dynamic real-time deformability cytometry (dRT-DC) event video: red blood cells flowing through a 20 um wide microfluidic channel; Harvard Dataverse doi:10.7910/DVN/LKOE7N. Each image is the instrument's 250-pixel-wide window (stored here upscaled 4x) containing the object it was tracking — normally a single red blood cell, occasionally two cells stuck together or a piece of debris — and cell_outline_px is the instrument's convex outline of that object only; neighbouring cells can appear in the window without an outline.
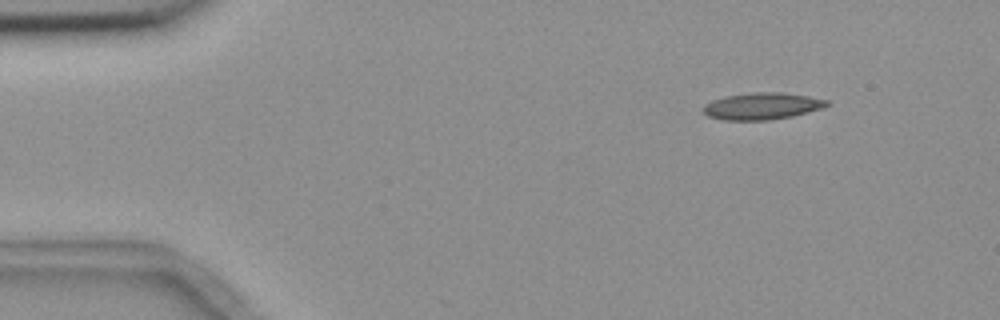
{"species": "common noctule bat (a hibernating species)", "species_latin": "Nyctalus noctula", "temperature_condition": "room temperature", "stored_images_in_passage": 8, "camera_frame_rate_fps": 3000, "um_per_image_px": 0.085, "animal": {"sex": "female", "body_mass_g": 18.4}, "frame": {"image": 1, "passage_image": 1, "time_ms": 0.0, "image_size_px": [1000, 320], "cell_outline_px": [[828, 104], [820, 108], [808, 112], [792, 116], [768, 120], [724, 120], [708, 116], [704, 112], [704, 104], [712, 100], [724, 96], [752, 92], [780, 92], [808, 96], [828, 100]], "centroid_in_image_um": [64.74, 9.01], "position_along_channel_um": 20.3, "area_um2": 19.19}}
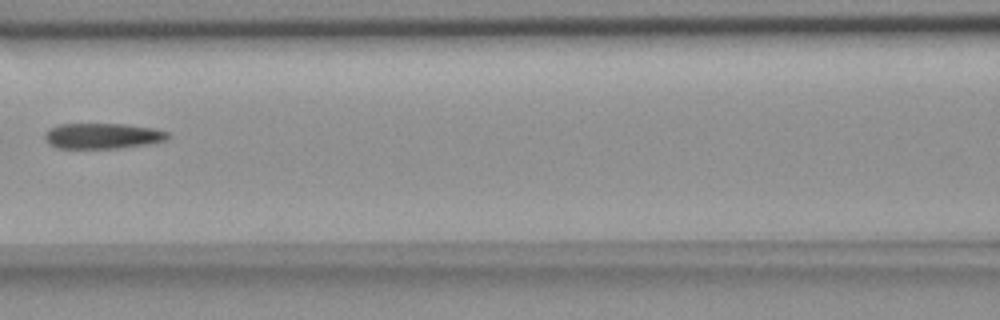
{"frame": {"image": 2, "passage_image": 6, "time_ms": 6.0, "image_size_px": [1000, 320], "cell_outline_px": [[172, 136], [168, 140], [152, 144], [120, 148], [56, 148], [48, 144], [44, 140], [44, 132], [48, 128], [56, 124], [124, 124], [156, 128], [168, 132]], "centroid_in_image_um": [8.74, 11.55], "position_along_channel_um": 157.9, "area_um2": 18.9}}
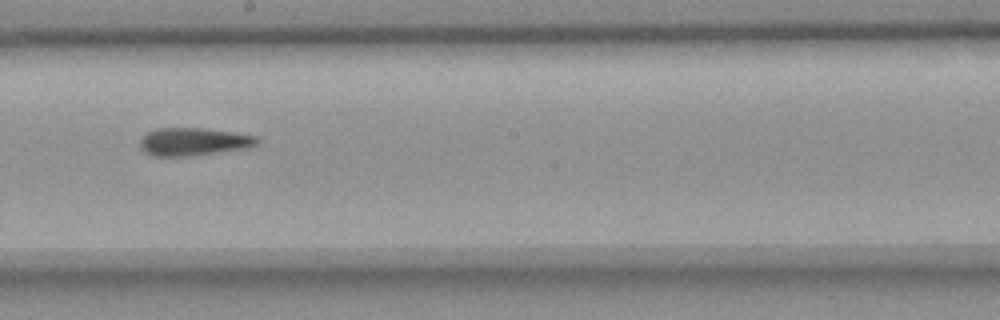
{"frame": {"image": 3, "passage_image": 8, "time_ms": 8.0, "image_size_px": [1000, 320], "cell_outline_px": [[260, 140], [252, 148], [192, 156], [152, 156], [144, 152], [140, 148], [140, 140], [148, 132], [156, 128], [204, 128], [232, 132], [256, 136]], "centroid_in_image_um": [16.47, 12.05], "position_along_channel_um": 231.7, "area_um2": 19.25}}